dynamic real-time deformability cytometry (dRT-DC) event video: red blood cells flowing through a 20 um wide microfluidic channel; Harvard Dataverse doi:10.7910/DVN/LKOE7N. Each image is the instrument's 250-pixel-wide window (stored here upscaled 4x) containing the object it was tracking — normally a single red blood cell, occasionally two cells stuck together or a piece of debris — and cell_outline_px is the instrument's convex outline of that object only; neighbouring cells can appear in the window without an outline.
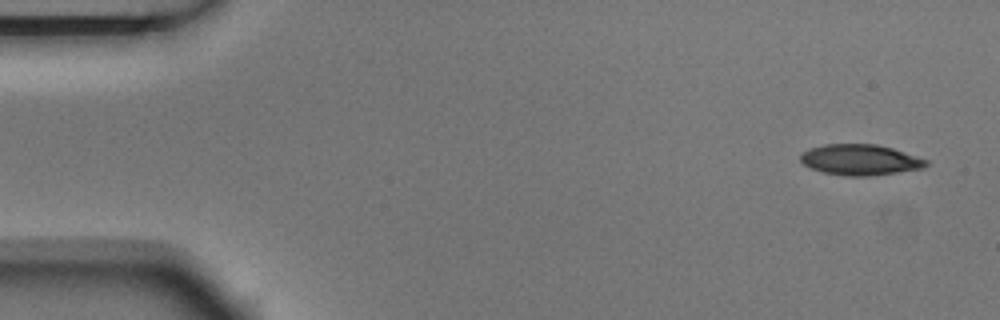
{"species": "Egyptian fruit bat (a non-hibernating species)", "species_latin": "Rousettus aegyptiacus", "temperature_condition": "room temperature", "stored_images_in_passage": 4, "segment_of_instrument_passage": [1, 2], "camera_frame_rate_fps": 3000, "um_per_image_px": 0.085, "animal": {"sex": "male"}, "frame": {"image": 1, "passage_image": 1, "time_ms": 0.0, "image_size_px": [1000, 320], "cell_outline_px": [[928, 164], [924, 168], [868, 176], [848, 176], [824, 172], [812, 168], [804, 164], [800, 160], [800, 156], [808, 148], [824, 144], [876, 144], [892, 148], [928, 160]], "centroid_in_image_um": [73.11, 13.57], "position_along_channel_um": 11.9, "area_um2": 22.31}}